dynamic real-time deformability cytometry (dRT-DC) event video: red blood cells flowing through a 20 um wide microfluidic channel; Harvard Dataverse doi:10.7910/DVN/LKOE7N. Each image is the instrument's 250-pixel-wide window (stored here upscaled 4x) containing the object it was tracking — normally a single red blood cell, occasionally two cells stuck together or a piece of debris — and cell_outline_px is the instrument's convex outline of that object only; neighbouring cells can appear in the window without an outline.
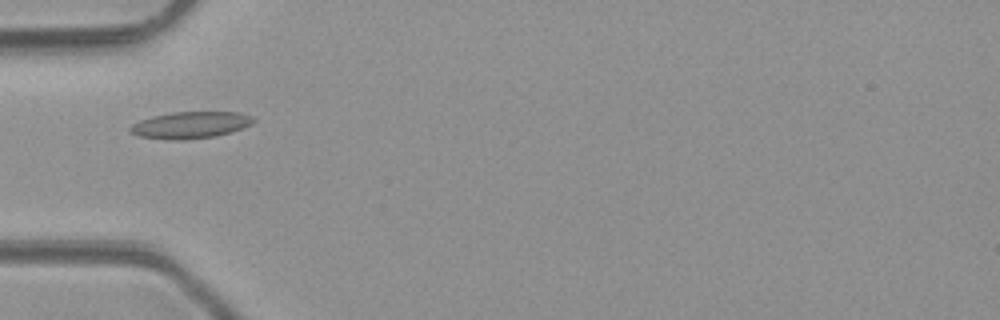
{"species": "common noctule bat (a hibernating species)", "species_latin": "Nyctalus noctula", "temperature_condition": "room temperature", "stored_images_in_passage": 2, "camera_frame_rate_fps": 3000, "um_per_image_px": 0.085, "animal": {"sex": "male", "body_mass_g": 23.1, "forearm_length_mm": 52.7}, "frame": {"image": 1, "passage_image": 1, "time_ms": 0.0, "image_size_px": [1000, 320], "cell_outline_px": [[256, 120], [252, 124], [216, 136], [184, 140], [176, 140], [140, 136], [132, 132], [128, 128], [132, 124], [140, 120], [152, 116], [172, 112], [240, 112], [252, 116]], "centroid_in_image_um": [16.2, 10.61], "position_along_channel_um": 68.8, "area_um2": 19.02}}
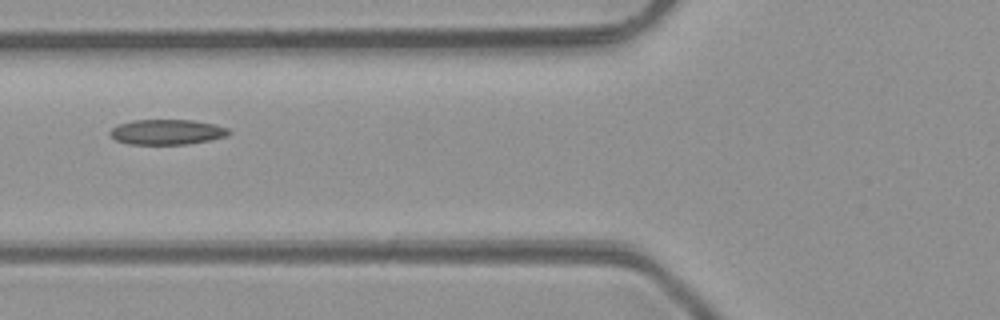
{"frame": {"image": 2, "passage_image": 2, "time_ms": 1.0, "image_size_px": [1000, 320], "cell_outline_px": [[232, 132], [228, 136], [188, 144], [128, 144], [116, 140], [108, 132], [116, 124], [132, 120], [192, 120], [216, 124], [228, 128]], "centroid_in_image_um": [14.19, 11.21], "position_along_channel_um": 111.6, "area_um2": 17.57}}